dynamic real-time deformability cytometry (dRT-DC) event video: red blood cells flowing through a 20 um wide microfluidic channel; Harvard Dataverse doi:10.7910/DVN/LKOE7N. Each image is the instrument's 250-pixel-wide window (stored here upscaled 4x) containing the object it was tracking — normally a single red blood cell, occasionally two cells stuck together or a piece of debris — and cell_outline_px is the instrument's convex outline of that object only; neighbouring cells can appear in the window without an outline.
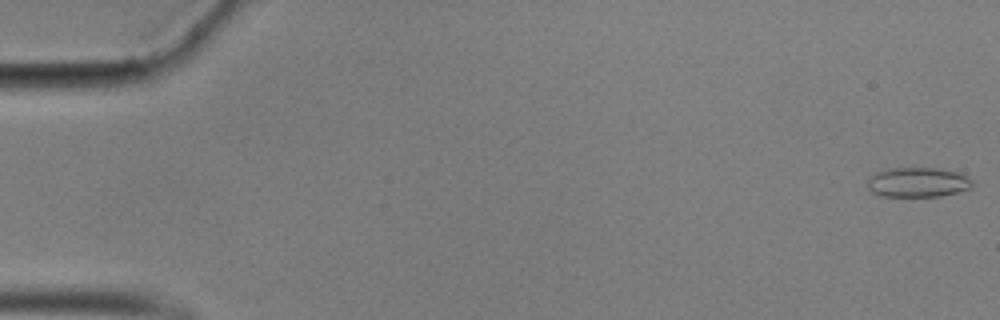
{"species": "common noctule bat (a hibernating species)", "species_latin": "Nyctalus noctula", "temperature_condition": "cold", "stored_images_in_passage": 18, "camera_frame_rate_fps": 3000, "um_per_image_px": 0.085, "animal": {"sex": "male", "body_mass_g": 17.9}, "frame": {"image": 1, "passage_image": 1, "time_ms": 0.0, "image_size_px": [1000, 320], "cell_outline_px": [[972, 188], [940, 196], [884, 196], [872, 192], [868, 188], [868, 180], [876, 172], [888, 168], [940, 168], [956, 172], [972, 180]], "centroid_in_image_um": [78.0, 15.49], "position_along_channel_um": 7.0, "area_um2": 17.98}}